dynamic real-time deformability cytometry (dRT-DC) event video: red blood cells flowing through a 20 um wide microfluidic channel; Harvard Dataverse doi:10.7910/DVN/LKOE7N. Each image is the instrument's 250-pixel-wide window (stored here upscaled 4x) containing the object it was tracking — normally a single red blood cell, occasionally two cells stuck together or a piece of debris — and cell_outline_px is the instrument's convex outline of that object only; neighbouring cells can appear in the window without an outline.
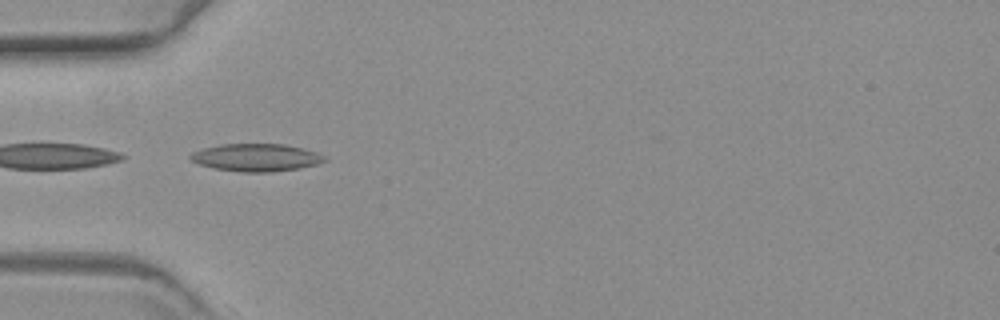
{"species": "common noctule bat (a hibernating species)", "species_latin": "Nyctalus noctula", "temperature_condition": "warm", "stored_images_in_passage": 57, "camera_frame_rate_fps": 3000, "um_per_image_px": 0.085, "animal": {"sex": "female", "body_mass_g": 19.3, "forearm_length_mm": 54.1}, "frame": {"image": 1, "passage_image": 18, "time_ms": 5.667, "image_size_px": [1000, 320], "cell_outline_px": [[328, 160], [316, 164], [300, 168], [272, 172], [240, 172], [212, 168], [200, 164], [192, 160], [188, 156], [192, 152], [204, 148], [220, 144], [284, 144], [304, 148], [316, 152], [324, 156]], "centroid_in_image_um": [21.78, 13.39], "position_along_channel_um": 63.2, "area_um2": 21.62}}
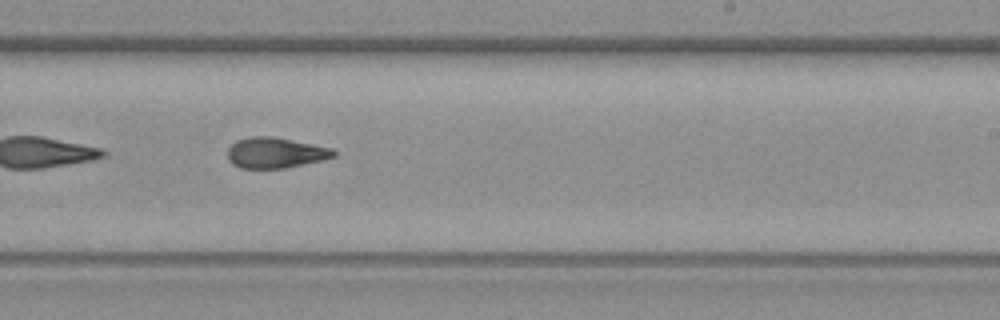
{"frame": {"image": 2, "passage_image": 35, "time_ms": 11.333, "image_size_px": [1000, 320], "cell_outline_px": [[336, 156], [320, 160], [284, 168], [240, 168], [232, 164], [228, 160], [228, 148], [236, 140], [248, 136], [272, 136], [332, 148], [336, 152]], "centroid_in_image_um": [23.36, 12.98], "position_along_channel_um": 265.6, "area_um2": 18.84}}
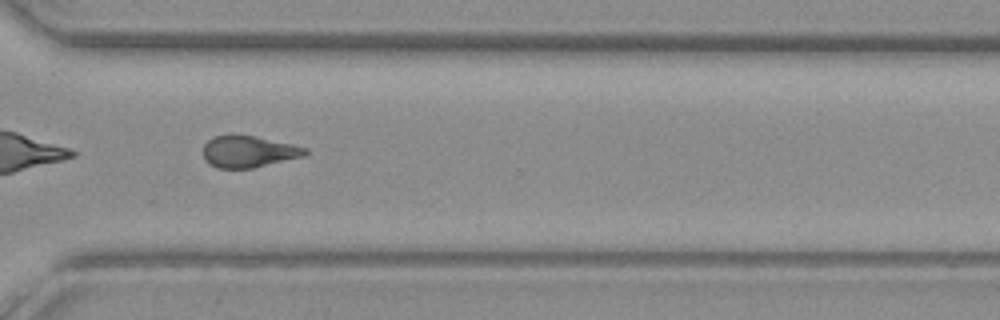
{"frame": {"image": 3, "passage_image": 42, "time_ms": 13.667, "image_size_px": [1000, 320], "cell_outline_px": [[308, 152], [304, 156], [252, 168], [216, 168], [208, 164], [204, 160], [204, 144], [212, 136], [256, 136], [292, 144], [308, 148]], "centroid_in_image_um": [21.12, 12.9], "position_along_channel_um": 349.5, "area_um2": 18.67}}